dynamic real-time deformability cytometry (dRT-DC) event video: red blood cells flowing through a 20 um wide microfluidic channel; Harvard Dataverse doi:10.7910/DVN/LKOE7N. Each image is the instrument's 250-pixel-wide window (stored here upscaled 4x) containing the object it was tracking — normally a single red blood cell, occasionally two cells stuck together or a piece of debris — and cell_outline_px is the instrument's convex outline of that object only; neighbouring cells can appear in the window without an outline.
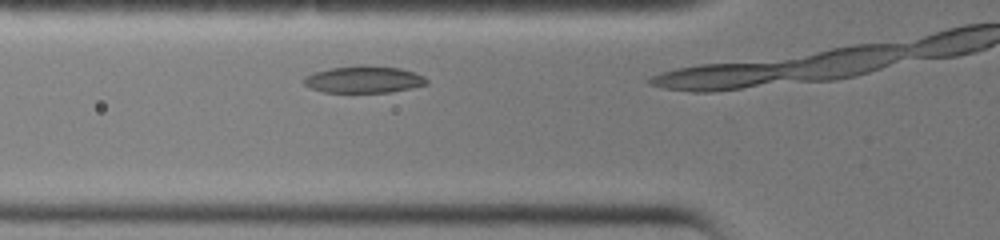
{"species": "common noctule bat (a hibernating species)", "species_latin": "Nyctalus noctula", "temperature_condition": "warm", "stored_images_in_passage": 4, "camera_frame_rate_fps": 3000, "um_per_image_px": 0.085, "animal": {"sex": "female", "body_mass_g": 19.0, "forearm_length_mm": 51.5}, "frame": {"image": 1, "passage_image": 3, "time_ms": 0.667, "image_size_px": [1000, 240], "cell_outline_px": [[428, 84], [412, 88], [392, 92], [324, 92], [312, 88], [304, 84], [304, 76], [312, 72], [328, 68], [364, 64], [400, 68], [424, 76], [428, 80]], "centroid_in_image_um": [30.92, 6.74], "position_along_channel_um": 94.9, "area_um2": 19.48}}